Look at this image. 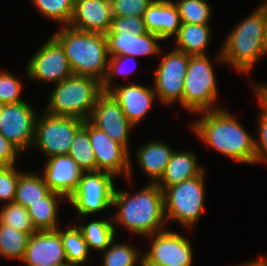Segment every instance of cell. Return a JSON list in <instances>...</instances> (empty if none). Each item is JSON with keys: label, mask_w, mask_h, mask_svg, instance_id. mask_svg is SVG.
<instances>
[{"label": "cell", "mask_w": 267, "mask_h": 266, "mask_svg": "<svg viewBox=\"0 0 267 266\" xmlns=\"http://www.w3.org/2000/svg\"><path fill=\"white\" fill-rule=\"evenodd\" d=\"M37 50L26 65L29 79L57 84L73 75L65 51L54 36L48 38Z\"/></svg>", "instance_id": "11"}, {"label": "cell", "mask_w": 267, "mask_h": 266, "mask_svg": "<svg viewBox=\"0 0 267 266\" xmlns=\"http://www.w3.org/2000/svg\"><path fill=\"white\" fill-rule=\"evenodd\" d=\"M257 135L254 137V147L256 152V163H267V119L259 115Z\"/></svg>", "instance_id": "40"}, {"label": "cell", "mask_w": 267, "mask_h": 266, "mask_svg": "<svg viewBox=\"0 0 267 266\" xmlns=\"http://www.w3.org/2000/svg\"><path fill=\"white\" fill-rule=\"evenodd\" d=\"M60 238L66 253L67 263L85 266L90 251L83 235L77 225L67 229L60 228Z\"/></svg>", "instance_id": "29"}, {"label": "cell", "mask_w": 267, "mask_h": 266, "mask_svg": "<svg viewBox=\"0 0 267 266\" xmlns=\"http://www.w3.org/2000/svg\"><path fill=\"white\" fill-rule=\"evenodd\" d=\"M79 221L82 218V224L77 225L83 238L85 239L89 251H105L116 236V227L113 224L112 215L108 219H95L89 223H85V216L77 217ZM84 223V224H83Z\"/></svg>", "instance_id": "26"}, {"label": "cell", "mask_w": 267, "mask_h": 266, "mask_svg": "<svg viewBox=\"0 0 267 266\" xmlns=\"http://www.w3.org/2000/svg\"><path fill=\"white\" fill-rule=\"evenodd\" d=\"M132 195L115 188L112 206L114 226H121L140 236H151L165 230L164 194L156 183H147ZM166 223V224H165Z\"/></svg>", "instance_id": "2"}, {"label": "cell", "mask_w": 267, "mask_h": 266, "mask_svg": "<svg viewBox=\"0 0 267 266\" xmlns=\"http://www.w3.org/2000/svg\"><path fill=\"white\" fill-rule=\"evenodd\" d=\"M136 59H137L136 57L128 56V55L110 57L109 58V64H108V71H107L105 79L102 81V91L108 92L111 88H113V86H115L113 81L116 80L115 79L116 75L117 76L118 75H121V76L124 75V77L130 75V73L133 72L135 69V66H136L135 60ZM127 60L134 62L133 69H131V70L129 68L127 69L126 68L127 66L124 67L125 65H127L125 63V62H127Z\"/></svg>", "instance_id": "38"}, {"label": "cell", "mask_w": 267, "mask_h": 266, "mask_svg": "<svg viewBox=\"0 0 267 266\" xmlns=\"http://www.w3.org/2000/svg\"><path fill=\"white\" fill-rule=\"evenodd\" d=\"M88 121L110 139L130 150V130L135 126L128 121L120 105L109 92L103 91L98 96Z\"/></svg>", "instance_id": "15"}, {"label": "cell", "mask_w": 267, "mask_h": 266, "mask_svg": "<svg viewBox=\"0 0 267 266\" xmlns=\"http://www.w3.org/2000/svg\"><path fill=\"white\" fill-rule=\"evenodd\" d=\"M35 107L26 101L3 104L0 112V133L21 153L30 150L37 120Z\"/></svg>", "instance_id": "12"}, {"label": "cell", "mask_w": 267, "mask_h": 266, "mask_svg": "<svg viewBox=\"0 0 267 266\" xmlns=\"http://www.w3.org/2000/svg\"><path fill=\"white\" fill-rule=\"evenodd\" d=\"M59 266H77V265L70 264V263H65V264H62V265H59Z\"/></svg>", "instance_id": "47"}, {"label": "cell", "mask_w": 267, "mask_h": 266, "mask_svg": "<svg viewBox=\"0 0 267 266\" xmlns=\"http://www.w3.org/2000/svg\"><path fill=\"white\" fill-rule=\"evenodd\" d=\"M105 35L109 57L128 55L139 58L141 56H154L162 52L158 43L163 40L155 33L147 32L139 36L134 34Z\"/></svg>", "instance_id": "20"}, {"label": "cell", "mask_w": 267, "mask_h": 266, "mask_svg": "<svg viewBox=\"0 0 267 266\" xmlns=\"http://www.w3.org/2000/svg\"><path fill=\"white\" fill-rule=\"evenodd\" d=\"M16 166V167H15ZM17 165L0 166V202H14L19 175Z\"/></svg>", "instance_id": "36"}, {"label": "cell", "mask_w": 267, "mask_h": 266, "mask_svg": "<svg viewBox=\"0 0 267 266\" xmlns=\"http://www.w3.org/2000/svg\"><path fill=\"white\" fill-rule=\"evenodd\" d=\"M102 83L96 78L72 75L54 84L44 110L55 116H69L88 120L102 93Z\"/></svg>", "instance_id": "5"}, {"label": "cell", "mask_w": 267, "mask_h": 266, "mask_svg": "<svg viewBox=\"0 0 267 266\" xmlns=\"http://www.w3.org/2000/svg\"><path fill=\"white\" fill-rule=\"evenodd\" d=\"M64 198L62 194L51 191L40 201L27 207L30 220L36 231L57 230L59 228L58 209Z\"/></svg>", "instance_id": "25"}, {"label": "cell", "mask_w": 267, "mask_h": 266, "mask_svg": "<svg viewBox=\"0 0 267 266\" xmlns=\"http://www.w3.org/2000/svg\"><path fill=\"white\" fill-rule=\"evenodd\" d=\"M115 176L104 171L83 172L75 192L68 202L77 210V216L102 213L113 208Z\"/></svg>", "instance_id": "9"}, {"label": "cell", "mask_w": 267, "mask_h": 266, "mask_svg": "<svg viewBox=\"0 0 267 266\" xmlns=\"http://www.w3.org/2000/svg\"><path fill=\"white\" fill-rule=\"evenodd\" d=\"M261 9L263 11V17H264V43H265V50L267 52V7Z\"/></svg>", "instance_id": "44"}, {"label": "cell", "mask_w": 267, "mask_h": 266, "mask_svg": "<svg viewBox=\"0 0 267 266\" xmlns=\"http://www.w3.org/2000/svg\"><path fill=\"white\" fill-rule=\"evenodd\" d=\"M190 126L207 147L225 157L248 165L255 164L254 136L225 108L199 112Z\"/></svg>", "instance_id": "1"}, {"label": "cell", "mask_w": 267, "mask_h": 266, "mask_svg": "<svg viewBox=\"0 0 267 266\" xmlns=\"http://www.w3.org/2000/svg\"><path fill=\"white\" fill-rule=\"evenodd\" d=\"M40 15L67 26L70 24L74 3L71 0H30Z\"/></svg>", "instance_id": "33"}, {"label": "cell", "mask_w": 267, "mask_h": 266, "mask_svg": "<svg viewBox=\"0 0 267 266\" xmlns=\"http://www.w3.org/2000/svg\"><path fill=\"white\" fill-rule=\"evenodd\" d=\"M189 59L190 55L175 48L161 58L153 79L158 101L165 105H174L177 101L183 107L184 79Z\"/></svg>", "instance_id": "10"}, {"label": "cell", "mask_w": 267, "mask_h": 266, "mask_svg": "<svg viewBox=\"0 0 267 266\" xmlns=\"http://www.w3.org/2000/svg\"><path fill=\"white\" fill-rule=\"evenodd\" d=\"M50 192L51 190L45 183L43 176L33 172H22L19 175L14 202L27 208Z\"/></svg>", "instance_id": "27"}, {"label": "cell", "mask_w": 267, "mask_h": 266, "mask_svg": "<svg viewBox=\"0 0 267 266\" xmlns=\"http://www.w3.org/2000/svg\"><path fill=\"white\" fill-rule=\"evenodd\" d=\"M203 171L193 152L174 150L167 168L156 184L164 191L167 187L199 176Z\"/></svg>", "instance_id": "23"}, {"label": "cell", "mask_w": 267, "mask_h": 266, "mask_svg": "<svg viewBox=\"0 0 267 266\" xmlns=\"http://www.w3.org/2000/svg\"><path fill=\"white\" fill-rule=\"evenodd\" d=\"M37 116L32 148L37 149L44 157L68 154L76 132L83 126L84 120L55 116L43 111Z\"/></svg>", "instance_id": "8"}, {"label": "cell", "mask_w": 267, "mask_h": 266, "mask_svg": "<svg viewBox=\"0 0 267 266\" xmlns=\"http://www.w3.org/2000/svg\"><path fill=\"white\" fill-rule=\"evenodd\" d=\"M253 84V90L255 93V96L257 98V100L259 101L258 103H260V108L261 111L260 115L263 116L264 118L267 119V84H258V83H251Z\"/></svg>", "instance_id": "42"}, {"label": "cell", "mask_w": 267, "mask_h": 266, "mask_svg": "<svg viewBox=\"0 0 267 266\" xmlns=\"http://www.w3.org/2000/svg\"><path fill=\"white\" fill-rule=\"evenodd\" d=\"M147 32L143 17L113 16L110 30L106 34H134L139 36Z\"/></svg>", "instance_id": "37"}, {"label": "cell", "mask_w": 267, "mask_h": 266, "mask_svg": "<svg viewBox=\"0 0 267 266\" xmlns=\"http://www.w3.org/2000/svg\"><path fill=\"white\" fill-rule=\"evenodd\" d=\"M53 36L62 45L74 75L105 79L109 53L105 34L62 26Z\"/></svg>", "instance_id": "3"}, {"label": "cell", "mask_w": 267, "mask_h": 266, "mask_svg": "<svg viewBox=\"0 0 267 266\" xmlns=\"http://www.w3.org/2000/svg\"><path fill=\"white\" fill-rule=\"evenodd\" d=\"M173 152L171 146L161 140H150L137 149L135 157L138 165L147 174L150 183H157L161 179Z\"/></svg>", "instance_id": "22"}, {"label": "cell", "mask_w": 267, "mask_h": 266, "mask_svg": "<svg viewBox=\"0 0 267 266\" xmlns=\"http://www.w3.org/2000/svg\"><path fill=\"white\" fill-rule=\"evenodd\" d=\"M139 266H155V265L148 263L144 258H142Z\"/></svg>", "instance_id": "45"}, {"label": "cell", "mask_w": 267, "mask_h": 266, "mask_svg": "<svg viewBox=\"0 0 267 266\" xmlns=\"http://www.w3.org/2000/svg\"><path fill=\"white\" fill-rule=\"evenodd\" d=\"M142 258L143 254L133 244L113 240L104 251L101 266H136L140 265Z\"/></svg>", "instance_id": "31"}, {"label": "cell", "mask_w": 267, "mask_h": 266, "mask_svg": "<svg viewBox=\"0 0 267 266\" xmlns=\"http://www.w3.org/2000/svg\"><path fill=\"white\" fill-rule=\"evenodd\" d=\"M22 82L12 72L0 71V103L12 104L24 101L21 97Z\"/></svg>", "instance_id": "35"}, {"label": "cell", "mask_w": 267, "mask_h": 266, "mask_svg": "<svg viewBox=\"0 0 267 266\" xmlns=\"http://www.w3.org/2000/svg\"><path fill=\"white\" fill-rule=\"evenodd\" d=\"M43 178L51 191L68 199L77 189L83 171L68 154L46 158Z\"/></svg>", "instance_id": "18"}, {"label": "cell", "mask_w": 267, "mask_h": 266, "mask_svg": "<svg viewBox=\"0 0 267 266\" xmlns=\"http://www.w3.org/2000/svg\"><path fill=\"white\" fill-rule=\"evenodd\" d=\"M237 266H267V259L263 257H258L252 262L239 263Z\"/></svg>", "instance_id": "43"}, {"label": "cell", "mask_w": 267, "mask_h": 266, "mask_svg": "<svg viewBox=\"0 0 267 266\" xmlns=\"http://www.w3.org/2000/svg\"><path fill=\"white\" fill-rule=\"evenodd\" d=\"M265 7H267V0H264V2L260 4V6H258L257 8H265Z\"/></svg>", "instance_id": "46"}, {"label": "cell", "mask_w": 267, "mask_h": 266, "mask_svg": "<svg viewBox=\"0 0 267 266\" xmlns=\"http://www.w3.org/2000/svg\"><path fill=\"white\" fill-rule=\"evenodd\" d=\"M128 82L127 85H115L108 92L120 105L128 121L136 127L150 112L157 95L153 87Z\"/></svg>", "instance_id": "17"}, {"label": "cell", "mask_w": 267, "mask_h": 266, "mask_svg": "<svg viewBox=\"0 0 267 266\" xmlns=\"http://www.w3.org/2000/svg\"><path fill=\"white\" fill-rule=\"evenodd\" d=\"M179 11L181 23L211 24L212 9L207 0L173 1Z\"/></svg>", "instance_id": "32"}, {"label": "cell", "mask_w": 267, "mask_h": 266, "mask_svg": "<svg viewBox=\"0 0 267 266\" xmlns=\"http://www.w3.org/2000/svg\"><path fill=\"white\" fill-rule=\"evenodd\" d=\"M113 19L111 1L78 0L74 4V12L70 27L92 33L106 34Z\"/></svg>", "instance_id": "19"}, {"label": "cell", "mask_w": 267, "mask_h": 266, "mask_svg": "<svg viewBox=\"0 0 267 266\" xmlns=\"http://www.w3.org/2000/svg\"><path fill=\"white\" fill-rule=\"evenodd\" d=\"M19 154L22 153L0 133V166L16 165Z\"/></svg>", "instance_id": "41"}, {"label": "cell", "mask_w": 267, "mask_h": 266, "mask_svg": "<svg viewBox=\"0 0 267 266\" xmlns=\"http://www.w3.org/2000/svg\"><path fill=\"white\" fill-rule=\"evenodd\" d=\"M24 266H59L67 263L66 253L57 230L31 234L23 259Z\"/></svg>", "instance_id": "16"}, {"label": "cell", "mask_w": 267, "mask_h": 266, "mask_svg": "<svg viewBox=\"0 0 267 266\" xmlns=\"http://www.w3.org/2000/svg\"><path fill=\"white\" fill-rule=\"evenodd\" d=\"M146 30L162 40L175 37L181 26L179 11L171 0H154L144 15Z\"/></svg>", "instance_id": "21"}, {"label": "cell", "mask_w": 267, "mask_h": 266, "mask_svg": "<svg viewBox=\"0 0 267 266\" xmlns=\"http://www.w3.org/2000/svg\"><path fill=\"white\" fill-rule=\"evenodd\" d=\"M208 55H192L184 79L183 108L199 115V112L217 110L218 83Z\"/></svg>", "instance_id": "6"}, {"label": "cell", "mask_w": 267, "mask_h": 266, "mask_svg": "<svg viewBox=\"0 0 267 266\" xmlns=\"http://www.w3.org/2000/svg\"><path fill=\"white\" fill-rule=\"evenodd\" d=\"M31 234L0 222V256L22 260Z\"/></svg>", "instance_id": "28"}, {"label": "cell", "mask_w": 267, "mask_h": 266, "mask_svg": "<svg viewBox=\"0 0 267 266\" xmlns=\"http://www.w3.org/2000/svg\"><path fill=\"white\" fill-rule=\"evenodd\" d=\"M147 238L152 241L149 251L143 252V258L148 263L155 266H192L193 249L187 237L165 229Z\"/></svg>", "instance_id": "14"}, {"label": "cell", "mask_w": 267, "mask_h": 266, "mask_svg": "<svg viewBox=\"0 0 267 266\" xmlns=\"http://www.w3.org/2000/svg\"><path fill=\"white\" fill-rule=\"evenodd\" d=\"M83 126L89 133V140L96 157L97 171H104L115 177L123 174L128 181H131L133 174L131 152L120 143L110 139L88 120L84 121Z\"/></svg>", "instance_id": "13"}, {"label": "cell", "mask_w": 267, "mask_h": 266, "mask_svg": "<svg viewBox=\"0 0 267 266\" xmlns=\"http://www.w3.org/2000/svg\"><path fill=\"white\" fill-rule=\"evenodd\" d=\"M74 4L78 1V0H71Z\"/></svg>", "instance_id": "48"}, {"label": "cell", "mask_w": 267, "mask_h": 266, "mask_svg": "<svg viewBox=\"0 0 267 266\" xmlns=\"http://www.w3.org/2000/svg\"><path fill=\"white\" fill-rule=\"evenodd\" d=\"M210 24L181 23L178 34L175 36V49L192 55H206L211 41Z\"/></svg>", "instance_id": "24"}, {"label": "cell", "mask_w": 267, "mask_h": 266, "mask_svg": "<svg viewBox=\"0 0 267 266\" xmlns=\"http://www.w3.org/2000/svg\"><path fill=\"white\" fill-rule=\"evenodd\" d=\"M154 0H111L113 16L143 17Z\"/></svg>", "instance_id": "39"}, {"label": "cell", "mask_w": 267, "mask_h": 266, "mask_svg": "<svg viewBox=\"0 0 267 266\" xmlns=\"http://www.w3.org/2000/svg\"><path fill=\"white\" fill-rule=\"evenodd\" d=\"M0 222L11 226L13 229L15 228L30 234L36 232L27 208L16 202L4 204L0 208Z\"/></svg>", "instance_id": "34"}, {"label": "cell", "mask_w": 267, "mask_h": 266, "mask_svg": "<svg viewBox=\"0 0 267 266\" xmlns=\"http://www.w3.org/2000/svg\"><path fill=\"white\" fill-rule=\"evenodd\" d=\"M205 171L195 178L167 187L164 191V213L169 220L191 229L201 218L205 206Z\"/></svg>", "instance_id": "7"}, {"label": "cell", "mask_w": 267, "mask_h": 266, "mask_svg": "<svg viewBox=\"0 0 267 266\" xmlns=\"http://www.w3.org/2000/svg\"><path fill=\"white\" fill-rule=\"evenodd\" d=\"M68 155L83 172L97 171L96 157L89 140L88 130L82 126L75 134Z\"/></svg>", "instance_id": "30"}, {"label": "cell", "mask_w": 267, "mask_h": 266, "mask_svg": "<svg viewBox=\"0 0 267 266\" xmlns=\"http://www.w3.org/2000/svg\"><path fill=\"white\" fill-rule=\"evenodd\" d=\"M266 54L263 11L261 8H256L231 30L219 55L216 56V61L247 74L261 56Z\"/></svg>", "instance_id": "4"}]
</instances>
